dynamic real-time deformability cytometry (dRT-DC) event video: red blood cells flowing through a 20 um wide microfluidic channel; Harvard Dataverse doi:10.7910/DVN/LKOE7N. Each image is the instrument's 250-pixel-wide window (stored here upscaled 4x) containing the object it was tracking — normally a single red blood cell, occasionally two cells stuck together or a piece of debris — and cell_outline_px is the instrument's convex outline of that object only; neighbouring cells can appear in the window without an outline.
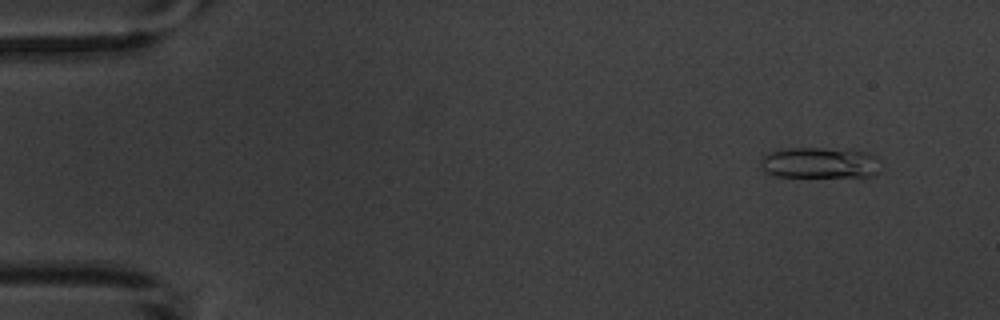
{"species": "common noctule bat (a hibernating species)", "species_latin": "Nyctalus noctula", "temperature_condition": "warm", "stored_images_in_passage": 10, "camera_frame_rate_fps": 3000, "um_per_image_px": 0.085, "animal": {"sex": "male", "body_mass_g": 20.1, "forearm_length_mm": 53.5}, "frame": {"image": 1, "passage_image": 1, "time_ms": 0.0, "image_size_px": [1000, 320], "cell_outline_px": [[876, 172], [872, 176], [776, 176], [764, 172], [760, 164], [760, 160], [768, 152], [788, 148], [852, 148], [876, 156]], "centroid_in_image_um": [69.61, 13.81], "position_along_channel_um": 15.4, "area_um2": 21.56}}
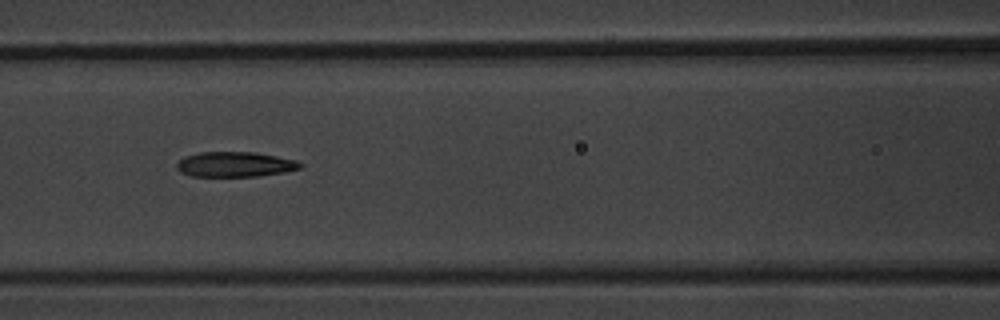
{"frame": {"image": 2, "passage_image": 7, "time_ms": 6.667, "image_size_px": [1000, 320], "cell_outline_px": [[304, 164], [300, 168], [284, 172], [260, 176], [192, 176], [180, 172], [176, 168], [176, 164], [184, 156], [200, 152], [256, 152], [296, 160]], "centroid_in_image_um": [19.97, 13.97], "position_along_channel_um": 146.6, "area_um2": 18.09}}
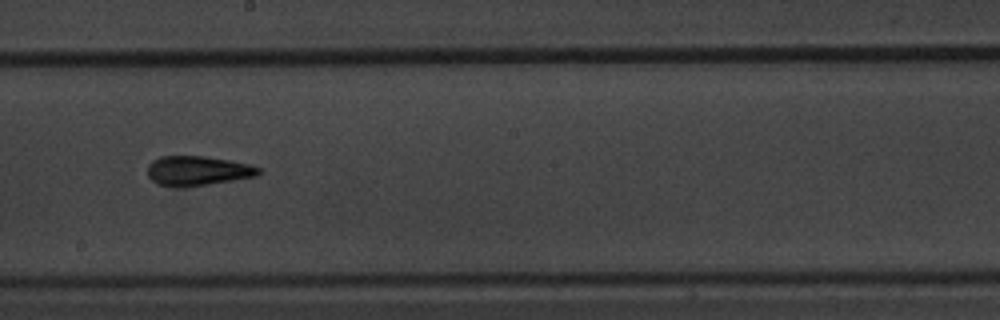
{"frame": {"image": 3, "passage_image": 9, "time_ms": 9.0, "image_size_px": [1000, 320], "cell_outline_px": [[264, 172], [256, 176], [208, 184], [160, 184], [152, 180], [148, 176], [148, 164], [152, 160], [160, 156], [204, 156], [228, 160], [248, 164], [260, 168]], "centroid_in_image_um": [16.84, 14.47], "position_along_channel_um": 231.4, "area_um2": 18.44}}